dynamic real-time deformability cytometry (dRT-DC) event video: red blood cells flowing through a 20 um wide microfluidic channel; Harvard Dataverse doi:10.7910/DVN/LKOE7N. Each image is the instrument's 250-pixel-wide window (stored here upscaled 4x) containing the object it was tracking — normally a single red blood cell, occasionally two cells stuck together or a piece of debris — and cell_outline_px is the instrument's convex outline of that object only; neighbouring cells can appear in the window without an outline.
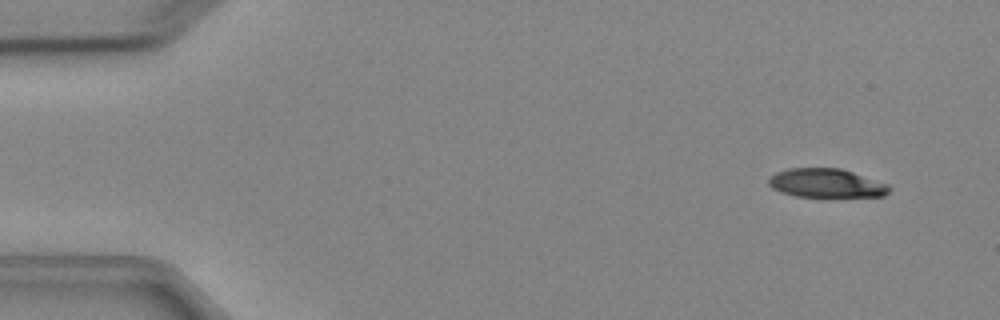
{"species": "Egyptian fruit bat (a non-hibernating species)", "species_latin": "Rousettus aegyptiacus", "temperature_condition": "cold", "stored_images_in_passage": 5, "camera_frame_rate_fps": 3000, "um_per_image_px": 0.085, "animal": {"sex": "female"}, "frame": {"image": 1, "passage_image": 2, "time_ms": 1.0, "image_size_px": [1000, 320], "cell_outline_px": [[892, 188], [884, 196], [796, 196], [780, 192], [772, 188], [768, 184], [768, 176], [776, 172], [788, 168], [840, 168], [888, 184]], "centroid_in_image_um": [70.19, 15.56], "position_along_channel_um": 14.8, "area_um2": 20.17}}
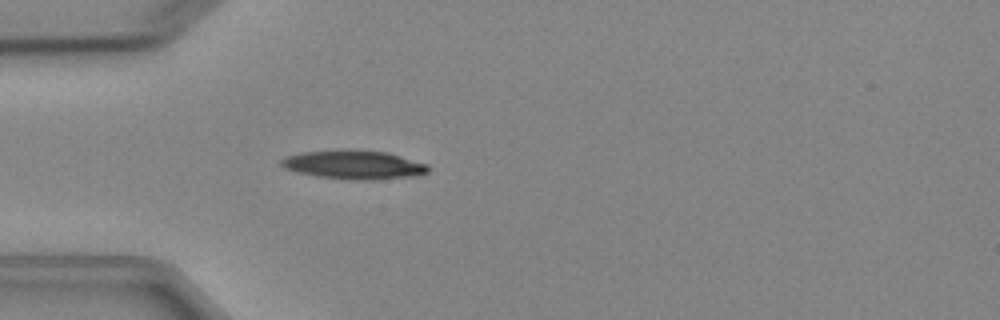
{"frame": {"image": 2, "passage_image": 5, "time_ms": 4.667, "image_size_px": [1000, 320], "cell_outline_px": [[432, 168], [428, 172], [416, 176], [368, 180], [356, 180], [320, 176], [296, 172], [284, 168], [280, 164], [280, 160], [288, 156], [300, 152], [388, 152], [428, 164]], "centroid_in_image_um": [30.15, 14.04], "position_along_channel_um": 54.9, "area_um2": 23.76}}